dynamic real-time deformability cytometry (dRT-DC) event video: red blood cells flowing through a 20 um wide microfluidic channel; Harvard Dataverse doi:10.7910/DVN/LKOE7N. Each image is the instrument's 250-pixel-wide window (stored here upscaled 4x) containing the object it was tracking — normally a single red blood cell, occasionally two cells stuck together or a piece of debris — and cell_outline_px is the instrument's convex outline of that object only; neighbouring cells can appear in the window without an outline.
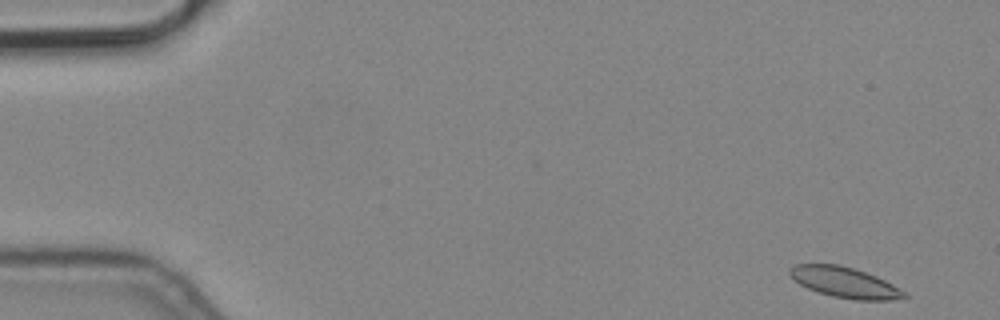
{"species": "common noctule bat (a hibernating species)", "species_latin": "Nyctalus noctula", "temperature_condition": "cold", "stored_images_in_passage": 3, "camera_frame_rate_fps": 3000, "um_per_image_px": 0.085, "animal": {"sex": "male", "body_mass_g": 19.2, "forearm_length_mm": 51.8}, "frame": {"image": 1, "passage_image": 1, "time_ms": 0.0, "image_size_px": [1000, 320], "cell_outline_px": [[908, 296], [892, 300], [856, 300], [832, 296], [808, 288], [800, 284], [788, 272], [788, 268], [796, 264], [840, 264], [876, 276], [908, 292]], "centroid_in_image_um": [71.83, 24.0], "position_along_channel_um": 13.2, "area_um2": 20.23}}
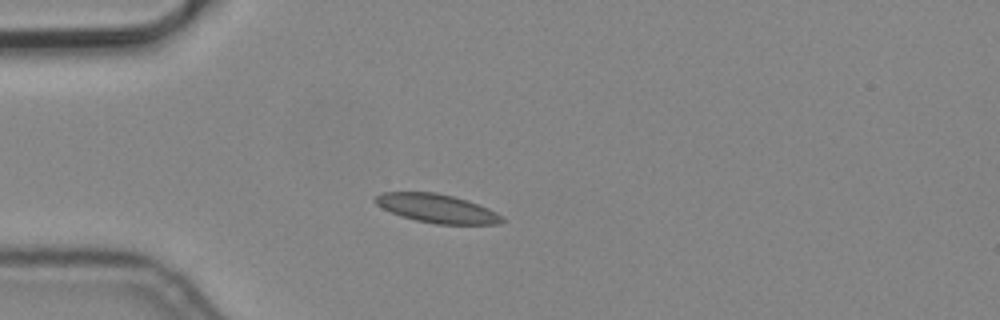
{"frame": {"image": 2, "passage_image": 3, "time_ms": 0.667, "image_size_px": [1000, 320], "cell_outline_px": [[504, 220], [500, 224], [436, 224], [416, 220], [400, 216], [376, 204], [372, 200], [380, 192], [436, 192], [452, 196], [488, 208], [504, 216]], "centroid_in_image_um": [37.12, 17.72], "position_along_channel_um": 47.9, "area_um2": 21.04}}